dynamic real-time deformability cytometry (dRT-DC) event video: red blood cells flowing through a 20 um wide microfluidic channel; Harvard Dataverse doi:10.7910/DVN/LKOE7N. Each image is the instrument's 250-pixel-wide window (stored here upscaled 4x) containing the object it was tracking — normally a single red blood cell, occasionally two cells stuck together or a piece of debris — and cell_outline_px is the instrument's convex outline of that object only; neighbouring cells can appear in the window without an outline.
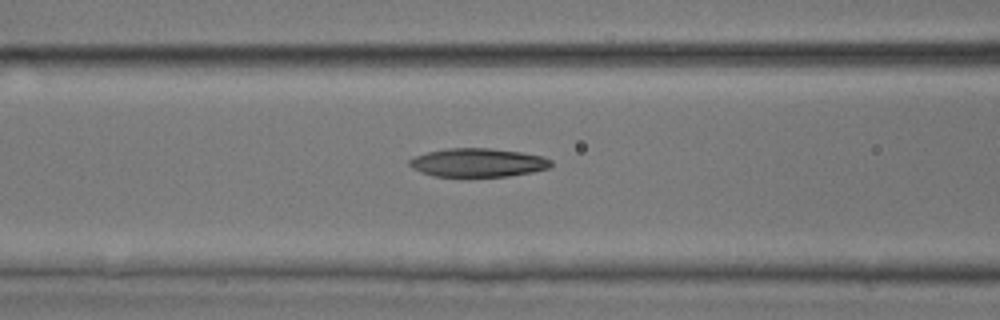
{"species": "common noctule bat (a hibernating species)", "species_latin": "Nyctalus noctula", "temperature_condition": "room temperature", "stored_images_in_passage": 19, "camera_frame_rate_fps": 3000, "um_per_image_px": 0.085, "animal": {"sex": "male", "body_mass_g": 17.9, "forearm_length_mm": 54.2}, "frame": {"image": 1, "passage_image": 19, "time_ms": 6.0, "image_size_px": [1000, 320], "cell_outline_px": [[552, 164], [548, 168], [532, 172], [508, 176], [432, 176], [420, 172], [412, 168], [408, 164], [408, 160], [416, 156], [428, 152], [448, 148], [492, 148], [520, 152], [544, 156], [552, 160]], "centroid_in_image_um": [40.62, 13.82], "position_along_channel_um": 126.0, "area_um2": 23.58}}